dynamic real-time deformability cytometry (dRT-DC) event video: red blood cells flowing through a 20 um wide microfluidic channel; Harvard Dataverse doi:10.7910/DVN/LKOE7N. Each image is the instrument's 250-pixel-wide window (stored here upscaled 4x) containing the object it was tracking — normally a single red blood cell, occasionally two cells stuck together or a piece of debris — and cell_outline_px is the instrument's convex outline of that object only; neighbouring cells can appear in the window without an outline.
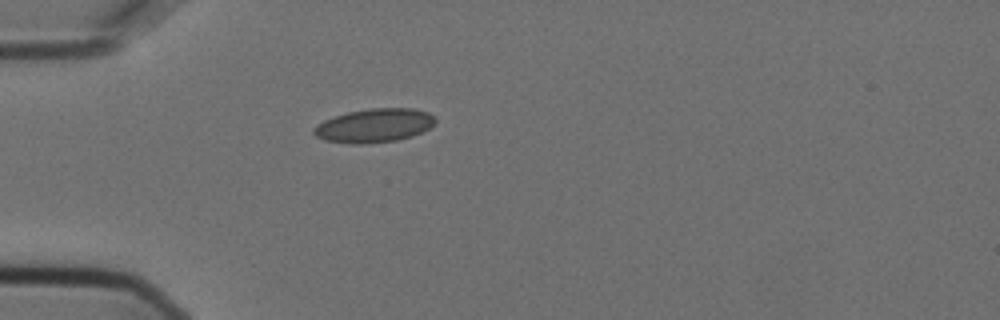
{"species": "Egyptian fruit bat (a non-hibernating species)", "species_latin": "Rousettus aegyptiacus", "temperature_condition": "cold", "stored_images_in_passage": 6, "camera_frame_rate_fps": 3000, "um_per_image_px": 0.085, "animal": {"sex": "female"}, "frame": {"image": 1, "passage_image": 5, "time_ms": 1.333, "image_size_px": [1000, 320], "cell_outline_px": [[436, 120], [428, 128], [412, 136], [396, 140], [360, 144], [356, 144], [324, 140], [316, 136], [312, 132], [312, 128], [316, 124], [324, 120], [348, 112], [372, 108], [412, 108], [428, 112], [436, 116]], "centroid_in_image_um": [31.79, 10.66], "position_along_channel_um": 53.2, "area_um2": 23.76}}